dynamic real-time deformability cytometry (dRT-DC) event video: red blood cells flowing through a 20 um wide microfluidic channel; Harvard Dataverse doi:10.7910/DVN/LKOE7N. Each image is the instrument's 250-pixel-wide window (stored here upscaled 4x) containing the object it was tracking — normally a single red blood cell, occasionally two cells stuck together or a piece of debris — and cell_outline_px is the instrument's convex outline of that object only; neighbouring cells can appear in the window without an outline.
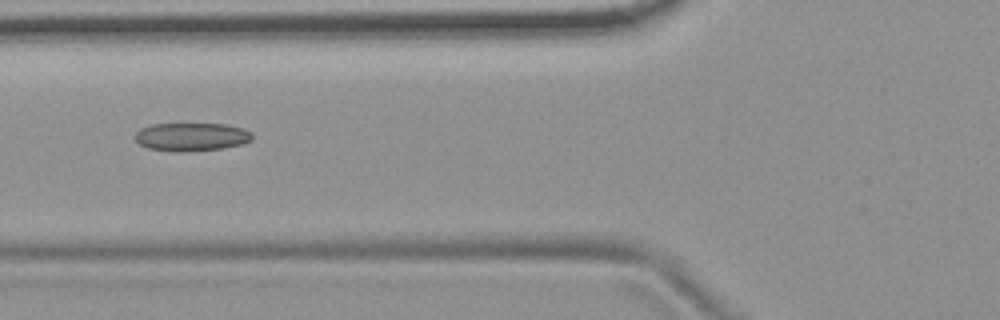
{"species": "common noctule bat (a hibernating species)", "species_latin": "Nyctalus noctula", "temperature_condition": "room temperature", "stored_images_in_passage": 8, "camera_frame_rate_fps": 3000, "um_per_image_px": 0.085, "animal": {"sex": "female", "body_mass_g": 19.9}, "frame": {"image": 1, "passage_image": 6, "time_ms": 6.667, "image_size_px": [1000, 320], "cell_outline_px": [[252, 140], [244, 144], [220, 148], [148, 148], [140, 144], [136, 140], [136, 132], [140, 128], [152, 124], [228, 124], [244, 128], [252, 132]], "centroid_in_image_um": [16.36, 11.56], "position_along_channel_um": 109.4, "area_um2": 18.21}}
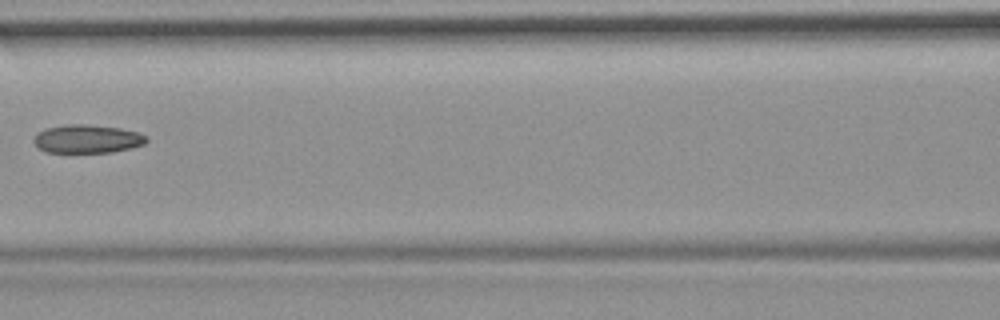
{"frame": {"image": 2, "passage_image": 7, "time_ms": 8.0, "image_size_px": [1000, 320], "cell_outline_px": [[148, 140], [144, 144], [112, 152], [44, 152], [36, 148], [32, 140], [44, 128], [64, 124], [84, 124], [120, 128], [140, 132], [148, 136]], "centroid_in_image_um": [7.4, 11.8], "position_along_channel_um": 159.2, "area_um2": 18.79}}